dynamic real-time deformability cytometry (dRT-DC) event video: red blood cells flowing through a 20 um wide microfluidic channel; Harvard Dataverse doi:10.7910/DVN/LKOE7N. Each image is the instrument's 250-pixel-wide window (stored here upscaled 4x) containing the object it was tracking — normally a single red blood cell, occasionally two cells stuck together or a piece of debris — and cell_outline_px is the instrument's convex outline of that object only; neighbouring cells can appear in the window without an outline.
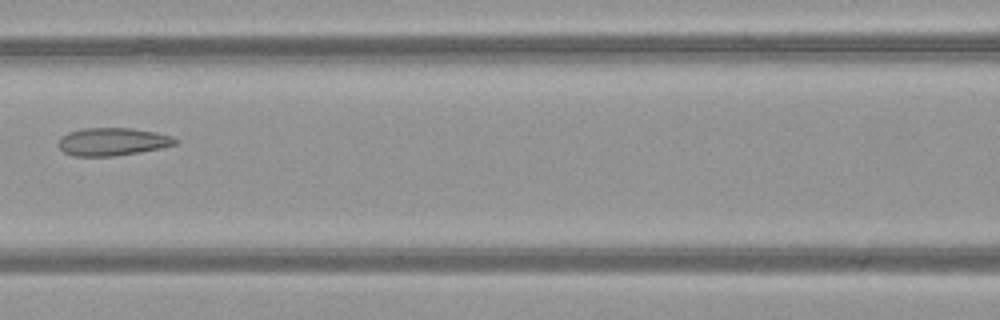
{"species": "common noctule bat (a hibernating species)", "species_latin": "Nyctalus noctula", "temperature_condition": "warm", "stored_images_in_passage": 7, "camera_frame_rate_fps": 3000, "um_per_image_px": 0.085, "animal": {"sex": "female", "body_mass_g": 21.9}, "frame": {"image": 1, "passage_image": 7, "time_ms": 2.0, "image_size_px": [1000, 320], "cell_outline_px": [[180, 140], [176, 144], [160, 148], [140, 152], [116, 156], [72, 156], [64, 152], [56, 144], [60, 136], [68, 132], [84, 128], [132, 128], [156, 132], [172, 136]], "centroid_in_image_um": [9.54, 12.04], "position_along_channel_um": 157.1, "area_um2": 19.19}}